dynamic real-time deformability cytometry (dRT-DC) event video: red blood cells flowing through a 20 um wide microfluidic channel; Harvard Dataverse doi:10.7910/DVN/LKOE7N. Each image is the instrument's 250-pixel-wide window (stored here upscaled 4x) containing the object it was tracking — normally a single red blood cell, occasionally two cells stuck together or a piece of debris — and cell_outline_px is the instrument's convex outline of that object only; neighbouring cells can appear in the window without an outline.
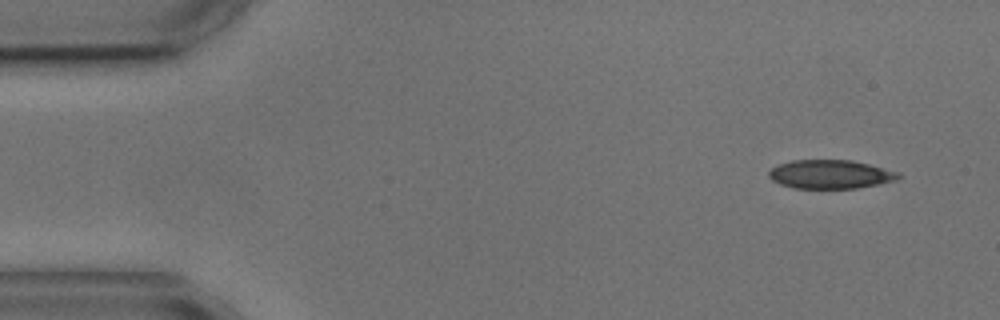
{"species": "common noctule bat (a hibernating species)", "species_latin": "Nyctalus noctula", "temperature_condition": "cold", "stored_images_in_passage": 4, "camera_frame_rate_fps": 3000, "um_per_image_px": 0.085, "animal": {"sex": "male", "body_mass_g": 17.9, "forearm_length_mm": 54.2}, "frame": {"image": 1, "passage_image": 1, "time_ms": 0.0, "image_size_px": [1000, 320], "cell_outline_px": [[904, 176], [896, 180], [880, 184], [856, 188], [792, 188], [780, 184], [772, 180], [768, 176], [768, 172], [772, 168], [780, 164], [792, 160], [852, 160], [900, 172]], "centroid_in_image_um": [70.61, 14.82], "position_along_channel_um": 14.4, "area_um2": 21.79}}
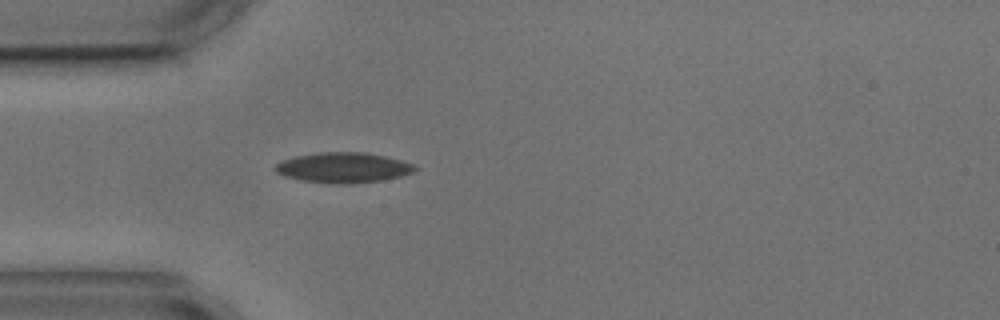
{"frame": {"image": 2, "passage_image": 4, "time_ms": 3.667, "image_size_px": [1000, 320], "cell_outline_px": [[416, 168], [412, 172], [400, 176], [380, 180], [352, 184], [340, 184], [304, 180], [284, 176], [276, 172], [272, 168], [280, 160], [296, 156], [320, 152], [368, 152], [400, 160], [412, 164]], "centroid_in_image_um": [29.12, 14.24], "position_along_channel_um": 55.9, "area_um2": 24.45}}